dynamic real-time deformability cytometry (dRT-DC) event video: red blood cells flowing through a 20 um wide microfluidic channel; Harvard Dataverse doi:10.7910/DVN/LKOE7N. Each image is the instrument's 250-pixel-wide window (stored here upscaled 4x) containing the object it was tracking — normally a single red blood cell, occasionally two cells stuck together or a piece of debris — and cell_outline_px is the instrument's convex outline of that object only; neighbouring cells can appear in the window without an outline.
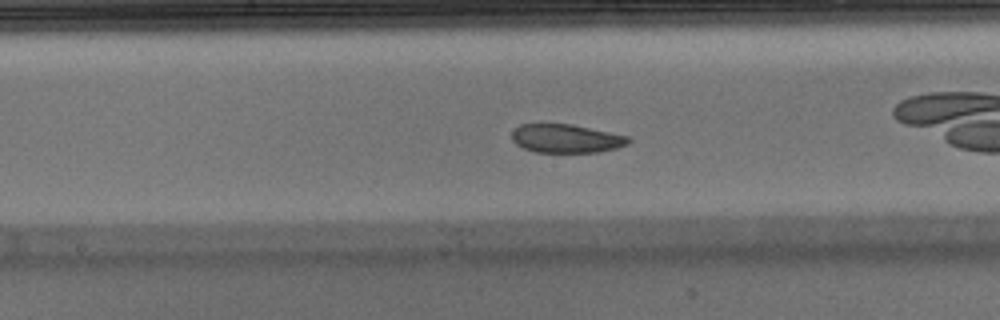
{"species": "Egyptian fruit bat (a non-hibernating species)", "species_latin": "Rousettus aegyptiacus", "temperature_condition": "warm", "stored_images_in_passage": 38, "camera_frame_rate_fps": 3000, "um_per_image_px": 0.085, "animal": {"sex": "male"}, "frame": {"image": 1, "passage_image": 12, "time_ms": 3.667, "image_size_px": [1000, 320], "cell_outline_px": [[632, 140], [628, 144], [616, 148], [600, 152], [536, 152], [524, 148], [516, 144], [512, 140], [512, 132], [520, 124], [540, 120], [572, 124], [628, 136]], "centroid_in_image_um": [48.06, 11.72], "position_along_channel_um": 200.1, "area_um2": 20.11}, "authors_computed_cell_mechanics": {"area_um2": 21.8484, "velocity_mm_per_s": 3.927, "shape_relaxation_time_tau1_ms": 1.9776, "shape_relaxation_time_tau2_ms": 1.5285, "deformation_change_tau1": 0.1068, "deformation_change_tau2": 0.0783}}